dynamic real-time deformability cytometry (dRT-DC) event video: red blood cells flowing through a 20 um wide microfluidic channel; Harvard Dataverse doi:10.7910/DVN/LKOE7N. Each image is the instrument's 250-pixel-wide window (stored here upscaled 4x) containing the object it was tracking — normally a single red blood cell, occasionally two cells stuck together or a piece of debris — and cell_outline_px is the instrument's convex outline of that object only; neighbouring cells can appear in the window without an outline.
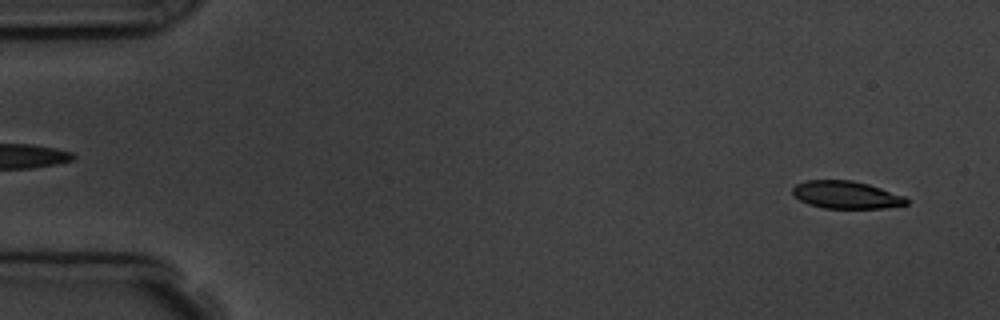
{"species": "common noctule bat (a hibernating species)", "species_latin": "Nyctalus noctula", "temperature_condition": "room temperature", "stored_images_in_passage": 5, "camera_frame_rate_fps": 3000, "um_per_image_px": 0.085, "animal": {"sex": "male", "body_mass_g": 19.5, "forearm_length_mm": 54.6}, "frame": {"image": 1, "passage_image": 1, "time_ms": 0.0, "image_size_px": [1000, 320], "cell_outline_px": [[908, 204], [884, 208], [824, 208], [808, 204], [800, 200], [792, 192], [792, 188], [796, 184], [808, 180], [852, 180], [868, 184], [904, 196], [908, 200]], "centroid_in_image_um": [71.91, 16.56], "position_along_channel_um": 13.1, "area_um2": 18.15}}
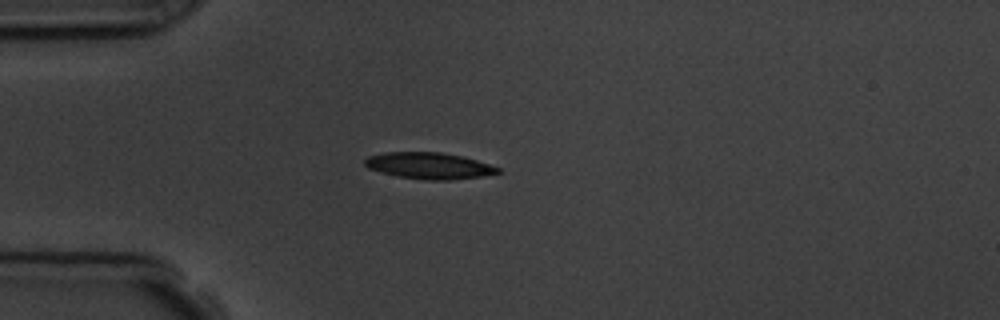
{"frame": {"image": 2, "passage_image": 4, "time_ms": 3.667, "image_size_px": [1000, 320], "cell_outline_px": [[500, 172], [480, 176], [448, 180], [428, 180], [396, 176], [368, 168], [364, 164], [364, 160], [368, 156], [384, 152], [440, 152], [464, 156], [500, 168]], "centroid_in_image_um": [36.44, 14.07], "position_along_channel_um": 48.6, "area_um2": 20.35}}